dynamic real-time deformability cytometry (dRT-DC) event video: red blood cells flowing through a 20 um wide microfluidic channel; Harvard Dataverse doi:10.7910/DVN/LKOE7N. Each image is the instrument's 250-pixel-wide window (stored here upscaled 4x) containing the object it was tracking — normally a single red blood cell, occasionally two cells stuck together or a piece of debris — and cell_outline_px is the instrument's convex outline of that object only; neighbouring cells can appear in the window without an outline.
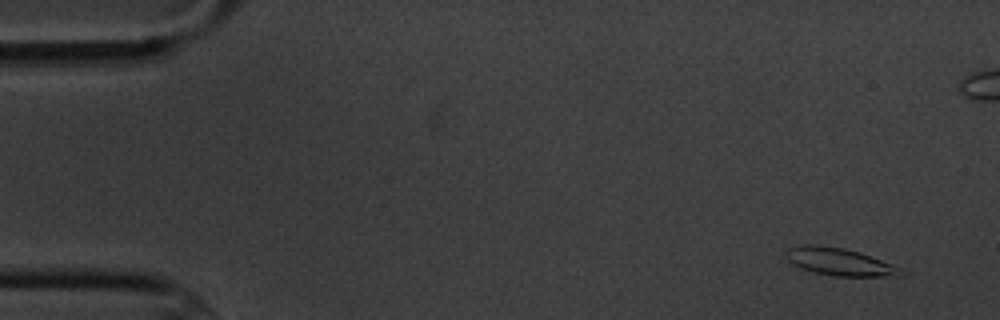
{"species": "common noctule bat (a hibernating species)", "species_latin": "Nyctalus noctula", "temperature_condition": "cold", "stored_images_in_passage": 5, "camera_frame_rate_fps": 3000, "um_per_image_px": 0.085, "animal": {"sex": "male", "body_mass_g": 20.1, "forearm_length_mm": 53.5}, "frame": {"image": 1, "passage_image": 1, "time_ms": 0.0, "image_size_px": [1000, 320], "cell_outline_px": [[908, 272], [900, 276], [836, 276], [816, 272], [800, 268], [792, 264], [784, 256], [784, 252], [788, 248], [804, 244], [812, 244], [844, 248], [860, 252], [892, 264]], "centroid_in_image_um": [71.35, 22.24], "position_along_channel_um": 13.7, "area_um2": 18.5}}